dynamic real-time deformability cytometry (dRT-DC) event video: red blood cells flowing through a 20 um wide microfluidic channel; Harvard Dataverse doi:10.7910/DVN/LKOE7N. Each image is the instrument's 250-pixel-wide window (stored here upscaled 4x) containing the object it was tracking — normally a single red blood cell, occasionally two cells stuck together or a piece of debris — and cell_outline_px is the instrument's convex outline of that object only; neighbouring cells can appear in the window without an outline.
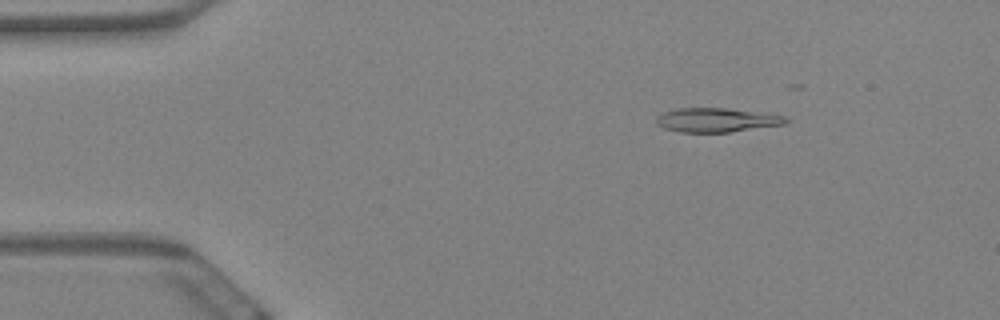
{"species": "Egyptian fruit bat (a non-hibernating species)", "species_latin": "Rousettus aegyptiacus", "temperature_condition": "warm", "stored_images_in_passage": 21, "camera_frame_rate_fps": 3000, "um_per_image_px": 0.085, "animal": {"sex": "female"}, "frame": {"image": 1, "passage_image": 2, "time_ms": 0.333, "image_size_px": [1000, 320], "cell_outline_px": [[788, 120], [784, 124], [728, 132], [680, 132], [664, 128], [656, 124], [656, 120], [664, 112], [676, 108], [728, 108], [784, 116]], "centroid_in_image_um": [60.87, 10.2], "position_along_channel_um": 24.1, "area_um2": 17.86}}
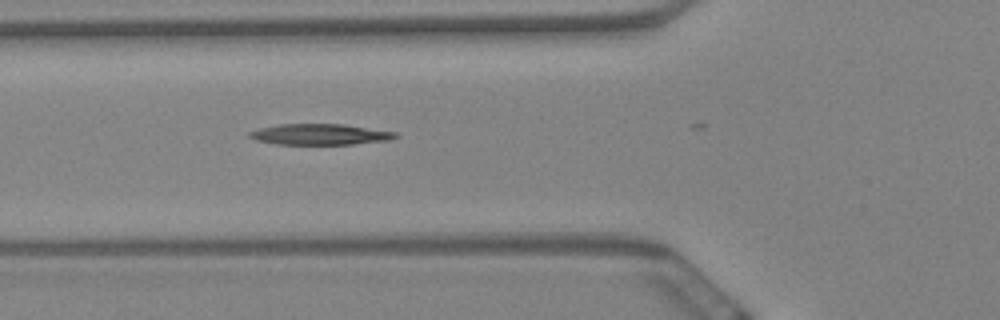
{"frame": {"image": 2, "passage_image": 15, "time_ms": 4.667, "image_size_px": [1000, 320], "cell_outline_px": [[400, 136], [392, 140], [352, 144], [276, 144], [256, 140], [248, 136], [248, 132], [260, 128], [280, 124], [344, 124], [396, 132]], "centroid_in_image_um": [27.23, 11.42], "position_along_channel_um": 98.6, "area_um2": 17.8}}
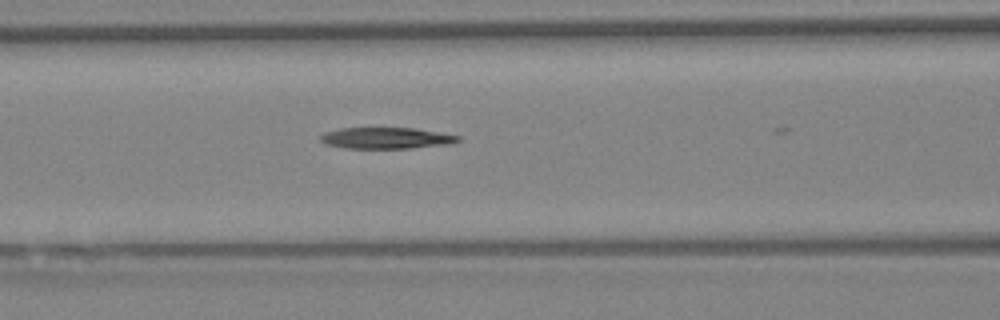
{"frame": {"image": 3, "passage_image": 18, "time_ms": 5.667, "image_size_px": [1000, 320], "cell_outline_px": [[460, 140], [452, 144], [412, 148], [344, 148], [328, 144], [320, 140], [320, 136], [324, 132], [340, 128], [412, 128], [460, 136]], "centroid_in_image_um": [32.83, 11.74], "position_along_channel_um": 133.8, "area_um2": 16.94}}